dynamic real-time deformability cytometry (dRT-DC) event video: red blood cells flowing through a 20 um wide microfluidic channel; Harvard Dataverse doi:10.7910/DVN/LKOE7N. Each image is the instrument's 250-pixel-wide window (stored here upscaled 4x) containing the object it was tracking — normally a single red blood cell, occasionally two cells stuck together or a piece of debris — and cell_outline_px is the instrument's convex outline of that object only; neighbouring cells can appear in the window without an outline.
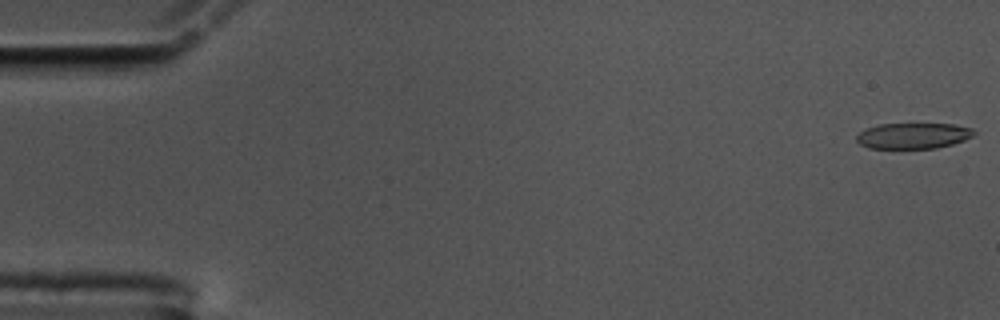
{"species": "common noctule bat (a hibernating species)", "species_latin": "Nyctalus noctula", "temperature_condition": "cold", "stored_images_in_passage": 18, "camera_frame_rate_fps": 3000, "um_per_image_px": 0.085, "animal": {"sex": "male", "body_mass_g": 17.5, "forearm_length_mm": 52.3}, "frame": {"image": 1, "passage_image": 1, "time_ms": 0.0, "image_size_px": [1000, 320], "cell_outline_px": [[976, 132], [972, 136], [964, 140], [952, 144], [936, 148], [868, 148], [860, 144], [856, 140], [856, 136], [864, 128], [880, 124], [952, 124], [972, 128]], "centroid_in_image_um": [77.6, 11.53], "position_along_channel_um": 7.4, "area_um2": 17.63}}
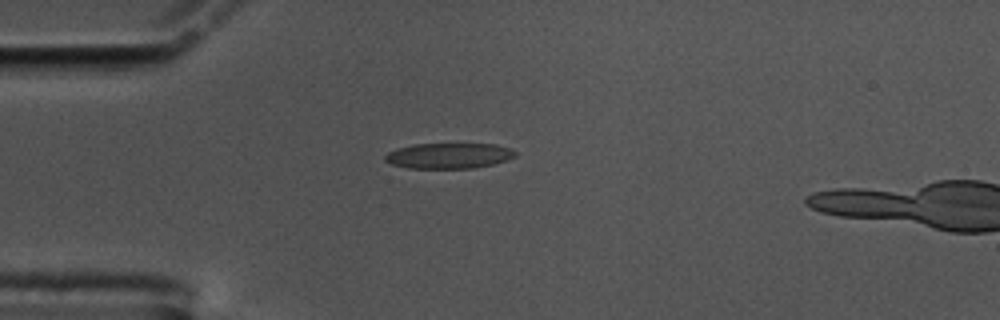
{"frame": {"image": 2, "passage_image": 15, "time_ms": 4.667, "image_size_px": [1000, 320], "cell_outline_px": [[516, 156], [492, 164], [472, 168], [408, 168], [392, 164], [384, 160], [384, 156], [388, 152], [396, 148], [416, 144], [496, 144], [512, 148], [516, 152]], "centroid_in_image_um": [38.14, 13.23], "position_along_channel_um": 46.9, "area_um2": 19.31}}